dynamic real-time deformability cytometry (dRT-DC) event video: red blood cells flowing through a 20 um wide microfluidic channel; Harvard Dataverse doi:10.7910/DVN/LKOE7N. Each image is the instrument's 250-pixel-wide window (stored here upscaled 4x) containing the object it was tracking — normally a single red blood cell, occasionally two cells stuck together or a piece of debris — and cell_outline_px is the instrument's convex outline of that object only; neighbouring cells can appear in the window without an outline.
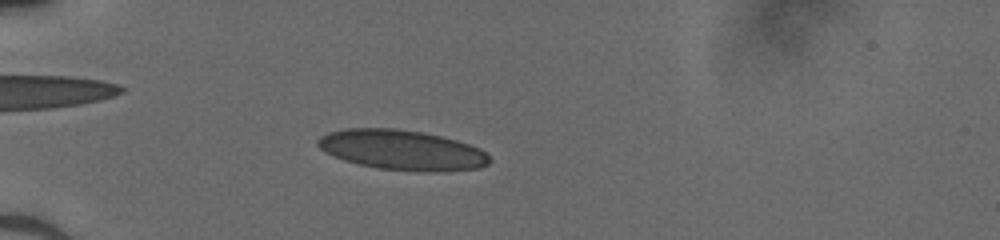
{"species": "human", "species_latin": "Homo sapiens", "temperature_condition": "cold", "stored_images_in_passage": 50, "camera_frame_rate_fps": 3000, "um_per_image_px": 0.085, "donor": {"sex": "male"}, "frame": {"image": 1, "passage_image": 15, "time_ms": 4.667, "image_size_px": [1000, 240], "cell_outline_px": [[492, 160], [488, 164], [480, 168], [436, 172], [432, 172], [380, 168], [360, 164], [344, 160], [324, 152], [316, 144], [316, 140], [320, 136], [328, 132], [348, 128], [396, 128], [420, 132], [440, 136], [456, 140], [480, 148]], "centroid_in_image_um": [34.16, 12.74], "position_along_channel_um": 50.8, "area_um2": 39.88}}
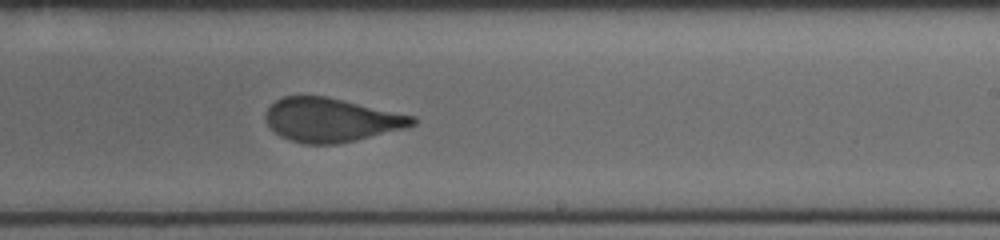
{"frame": {"image": 2, "passage_image": 32, "time_ms": 10.333, "image_size_px": [1000, 240], "cell_outline_px": [[416, 124], [408, 128], [356, 140], [336, 144], [304, 144], [280, 136], [268, 124], [264, 116], [268, 108], [276, 100], [284, 96], [328, 96], [416, 116]], "centroid_in_image_um": [28.2, 10.19], "position_along_channel_um": 260.8, "area_um2": 37.63}}
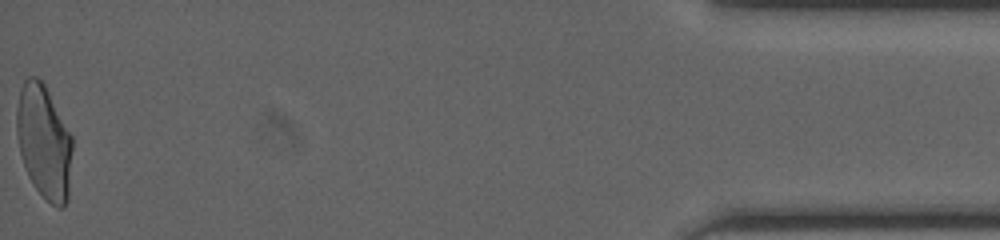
{"frame": {"image": 3, "passage_image": 50, "time_ms": 16.333, "image_size_px": [1000, 240], "cell_outline_px": [[72, 148], [68, 200], [64, 208], [56, 208], [32, 184], [28, 176], [20, 152], [16, 132], [16, 108], [20, 88], [24, 80], [28, 76], [36, 76], [44, 84], [72, 136]], "centroid_in_image_um": [3.73, 12.06], "position_along_channel_um": 431.5, "area_um2": 36.93}}